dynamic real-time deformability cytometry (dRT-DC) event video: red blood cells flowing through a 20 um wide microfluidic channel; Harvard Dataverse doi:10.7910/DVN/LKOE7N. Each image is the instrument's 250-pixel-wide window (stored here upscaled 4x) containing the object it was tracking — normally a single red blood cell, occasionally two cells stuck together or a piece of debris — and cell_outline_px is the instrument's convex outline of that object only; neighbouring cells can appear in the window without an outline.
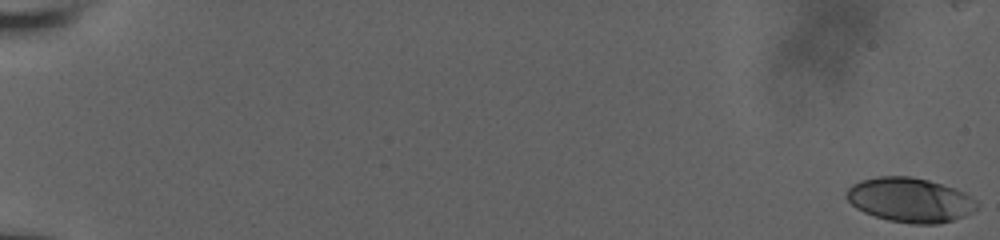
{"species": "human", "species_latin": "Homo sapiens", "temperature_condition": "room temperature", "stored_images_in_passage": 58, "camera_frame_rate_fps": 3000, "um_per_image_px": 0.085, "donor": {"sex": "male"}, "frame": {"image": 1, "passage_image": 1, "time_ms": 0.0, "image_size_px": [1000, 240], "cell_outline_px": [[980, 204], [972, 212], [964, 216], [940, 224], [912, 224], [888, 220], [864, 212], [856, 208], [844, 196], [848, 188], [852, 184], [860, 180], [876, 176], [908, 176], [928, 180], [964, 192], [976, 200]], "centroid_in_image_um": [77.33, 17.0], "position_along_channel_um": 7.7, "area_um2": 33.81}}
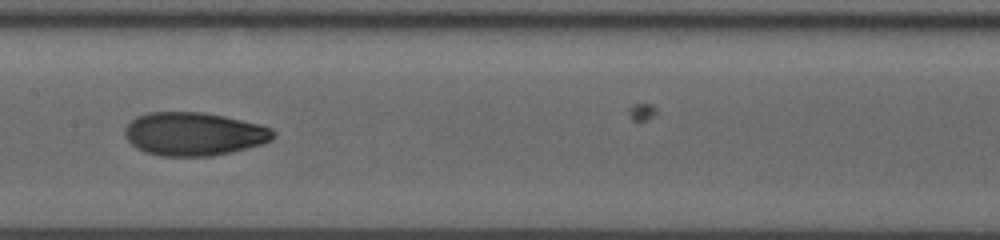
{"frame": {"image": 2, "passage_image": 33, "time_ms": 10.667, "image_size_px": [1000, 240], "cell_outline_px": [[276, 136], [272, 140], [264, 144], [212, 156], [160, 156], [144, 152], [136, 148], [124, 136], [124, 128], [136, 116], [148, 112], [200, 112], [224, 116], [260, 124], [272, 128], [276, 132]], "centroid_in_image_um": [16.49, 11.39], "position_along_channel_um": 190.9, "area_um2": 37.74}}
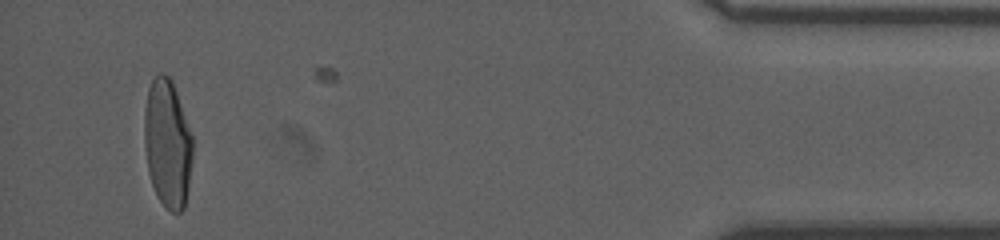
{"frame": {"image": 3, "passage_image": 56, "time_ms": 18.333, "image_size_px": [1000, 240], "cell_outline_px": [[192, 160], [188, 188], [184, 208], [180, 212], [172, 212], [160, 200], [152, 184], [148, 172], [144, 148], [144, 108], [148, 88], [156, 72], [164, 72], [172, 80], [192, 136]], "centroid_in_image_um": [14.22, 12.15], "position_along_channel_um": 421.0, "area_um2": 36.18}, "authors_computed_cell_mechanics": {"area_um2": 35.7782, "velocity_mm_per_s": 3.8374, "shape_relaxation_time_tau1_ms": 5.4736, "shape_relaxation_time_tau2_ms": 1.1484, "deformation_change_tau1": 0.2095, "deformation_change_tau2": 0.0613}}